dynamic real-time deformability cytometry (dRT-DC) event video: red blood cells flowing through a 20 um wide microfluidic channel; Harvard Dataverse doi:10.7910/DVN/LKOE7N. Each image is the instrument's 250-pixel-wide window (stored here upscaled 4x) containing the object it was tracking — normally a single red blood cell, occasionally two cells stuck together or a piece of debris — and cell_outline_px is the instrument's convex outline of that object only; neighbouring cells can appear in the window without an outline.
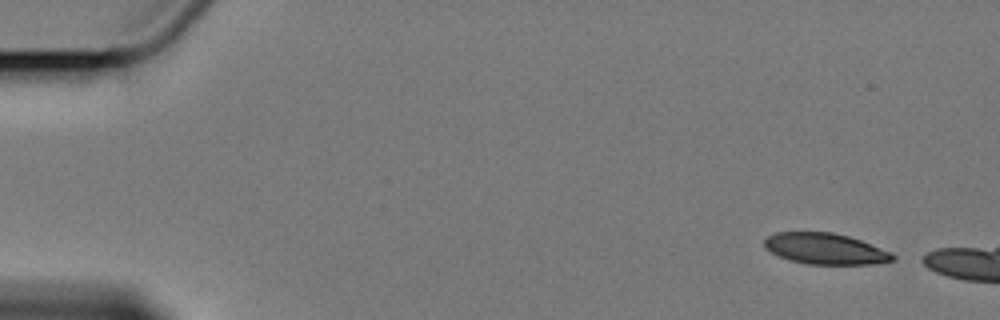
{"species": "Egyptian fruit bat (a non-hibernating species)", "species_latin": "Rousettus aegyptiacus", "temperature_condition": "cold", "stored_images_in_passage": 4, "camera_frame_rate_fps": 3000, "um_per_image_px": 0.085, "animal": {"sex": "female"}, "frame": {"image": 1, "passage_image": 1, "time_ms": 0.0, "image_size_px": [1000, 320], "cell_outline_px": [[896, 260], [872, 264], [808, 264], [788, 260], [764, 248], [764, 240], [768, 236], [776, 232], [832, 232], [848, 236], [860, 240], [892, 252], [896, 256]], "centroid_in_image_um": [70.16, 21.14], "position_along_channel_um": 14.8, "area_um2": 23.24}}